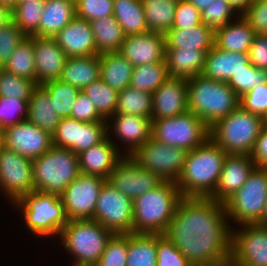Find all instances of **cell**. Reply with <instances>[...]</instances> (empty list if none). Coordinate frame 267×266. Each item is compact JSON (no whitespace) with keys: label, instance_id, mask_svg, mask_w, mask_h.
<instances>
[{"label":"cell","instance_id":"21","mask_svg":"<svg viewBox=\"0 0 267 266\" xmlns=\"http://www.w3.org/2000/svg\"><path fill=\"white\" fill-rule=\"evenodd\" d=\"M110 137L107 135L100 143L78 154L81 174L99 176L108 180L110 173L124 157L119 150V145H115L116 143Z\"/></svg>","mask_w":267,"mask_h":266},{"label":"cell","instance_id":"41","mask_svg":"<svg viewBox=\"0 0 267 266\" xmlns=\"http://www.w3.org/2000/svg\"><path fill=\"white\" fill-rule=\"evenodd\" d=\"M82 92L92 101L98 113L108 121L116 112L118 91L100 78L86 86Z\"/></svg>","mask_w":267,"mask_h":266},{"label":"cell","instance_id":"34","mask_svg":"<svg viewBox=\"0 0 267 266\" xmlns=\"http://www.w3.org/2000/svg\"><path fill=\"white\" fill-rule=\"evenodd\" d=\"M97 54L118 52L124 42V32L113 15L89 21Z\"/></svg>","mask_w":267,"mask_h":266},{"label":"cell","instance_id":"64","mask_svg":"<svg viewBox=\"0 0 267 266\" xmlns=\"http://www.w3.org/2000/svg\"><path fill=\"white\" fill-rule=\"evenodd\" d=\"M5 128L0 126V150L4 147Z\"/></svg>","mask_w":267,"mask_h":266},{"label":"cell","instance_id":"58","mask_svg":"<svg viewBox=\"0 0 267 266\" xmlns=\"http://www.w3.org/2000/svg\"><path fill=\"white\" fill-rule=\"evenodd\" d=\"M251 159L256 167L267 168V126L264 125L260 135L258 136L252 153Z\"/></svg>","mask_w":267,"mask_h":266},{"label":"cell","instance_id":"53","mask_svg":"<svg viewBox=\"0 0 267 266\" xmlns=\"http://www.w3.org/2000/svg\"><path fill=\"white\" fill-rule=\"evenodd\" d=\"M240 105L248 112L264 118L267 114V83L257 85L240 97Z\"/></svg>","mask_w":267,"mask_h":266},{"label":"cell","instance_id":"65","mask_svg":"<svg viewBox=\"0 0 267 266\" xmlns=\"http://www.w3.org/2000/svg\"><path fill=\"white\" fill-rule=\"evenodd\" d=\"M205 266H235L231 259H228L224 262L213 264V265H205Z\"/></svg>","mask_w":267,"mask_h":266},{"label":"cell","instance_id":"16","mask_svg":"<svg viewBox=\"0 0 267 266\" xmlns=\"http://www.w3.org/2000/svg\"><path fill=\"white\" fill-rule=\"evenodd\" d=\"M107 181L132 200L163 182L154 173L142 168L130 156H124L117 163Z\"/></svg>","mask_w":267,"mask_h":266},{"label":"cell","instance_id":"7","mask_svg":"<svg viewBox=\"0 0 267 266\" xmlns=\"http://www.w3.org/2000/svg\"><path fill=\"white\" fill-rule=\"evenodd\" d=\"M113 233L93 219L69 220L59 237L74 256L72 266H95Z\"/></svg>","mask_w":267,"mask_h":266},{"label":"cell","instance_id":"8","mask_svg":"<svg viewBox=\"0 0 267 266\" xmlns=\"http://www.w3.org/2000/svg\"><path fill=\"white\" fill-rule=\"evenodd\" d=\"M13 204L23 211L27 229L34 235L59 238L63 227L69 222L62 199L57 194L32 191Z\"/></svg>","mask_w":267,"mask_h":266},{"label":"cell","instance_id":"17","mask_svg":"<svg viewBox=\"0 0 267 266\" xmlns=\"http://www.w3.org/2000/svg\"><path fill=\"white\" fill-rule=\"evenodd\" d=\"M52 146V135L28 120L5 128L4 147L30 160L40 157Z\"/></svg>","mask_w":267,"mask_h":266},{"label":"cell","instance_id":"55","mask_svg":"<svg viewBox=\"0 0 267 266\" xmlns=\"http://www.w3.org/2000/svg\"><path fill=\"white\" fill-rule=\"evenodd\" d=\"M241 16L256 34L267 35V0H255Z\"/></svg>","mask_w":267,"mask_h":266},{"label":"cell","instance_id":"40","mask_svg":"<svg viewBox=\"0 0 267 266\" xmlns=\"http://www.w3.org/2000/svg\"><path fill=\"white\" fill-rule=\"evenodd\" d=\"M44 9V0L19 2L12 10V21L27 37L34 36L39 29Z\"/></svg>","mask_w":267,"mask_h":266},{"label":"cell","instance_id":"26","mask_svg":"<svg viewBox=\"0 0 267 266\" xmlns=\"http://www.w3.org/2000/svg\"><path fill=\"white\" fill-rule=\"evenodd\" d=\"M236 17L215 30L214 45L228 52L248 54L257 34L241 15Z\"/></svg>","mask_w":267,"mask_h":266},{"label":"cell","instance_id":"18","mask_svg":"<svg viewBox=\"0 0 267 266\" xmlns=\"http://www.w3.org/2000/svg\"><path fill=\"white\" fill-rule=\"evenodd\" d=\"M118 52L134 67L154 62H166L165 34L148 31L126 36Z\"/></svg>","mask_w":267,"mask_h":266},{"label":"cell","instance_id":"11","mask_svg":"<svg viewBox=\"0 0 267 266\" xmlns=\"http://www.w3.org/2000/svg\"><path fill=\"white\" fill-rule=\"evenodd\" d=\"M187 151L149 139L131 158L142 168L154 173L162 181L178 180L185 162Z\"/></svg>","mask_w":267,"mask_h":266},{"label":"cell","instance_id":"27","mask_svg":"<svg viewBox=\"0 0 267 266\" xmlns=\"http://www.w3.org/2000/svg\"><path fill=\"white\" fill-rule=\"evenodd\" d=\"M76 17L75 0H44L36 37L53 38Z\"/></svg>","mask_w":267,"mask_h":266},{"label":"cell","instance_id":"39","mask_svg":"<svg viewBox=\"0 0 267 266\" xmlns=\"http://www.w3.org/2000/svg\"><path fill=\"white\" fill-rule=\"evenodd\" d=\"M170 76L166 62H154L134 67L130 87L153 94Z\"/></svg>","mask_w":267,"mask_h":266},{"label":"cell","instance_id":"61","mask_svg":"<svg viewBox=\"0 0 267 266\" xmlns=\"http://www.w3.org/2000/svg\"><path fill=\"white\" fill-rule=\"evenodd\" d=\"M191 2L200 12L208 7V5L215 0H188Z\"/></svg>","mask_w":267,"mask_h":266},{"label":"cell","instance_id":"42","mask_svg":"<svg viewBox=\"0 0 267 266\" xmlns=\"http://www.w3.org/2000/svg\"><path fill=\"white\" fill-rule=\"evenodd\" d=\"M41 86L48 92L52 105L61 119L70 118L75 100L82 90L59 79L44 83Z\"/></svg>","mask_w":267,"mask_h":266},{"label":"cell","instance_id":"19","mask_svg":"<svg viewBox=\"0 0 267 266\" xmlns=\"http://www.w3.org/2000/svg\"><path fill=\"white\" fill-rule=\"evenodd\" d=\"M187 111V78L169 77L152 94V120L170 118Z\"/></svg>","mask_w":267,"mask_h":266},{"label":"cell","instance_id":"23","mask_svg":"<svg viewBox=\"0 0 267 266\" xmlns=\"http://www.w3.org/2000/svg\"><path fill=\"white\" fill-rule=\"evenodd\" d=\"M255 167L250 155L227 154L218 185L209 198L224 203L243 186Z\"/></svg>","mask_w":267,"mask_h":266},{"label":"cell","instance_id":"54","mask_svg":"<svg viewBox=\"0 0 267 266\" xmlns=\"http://www.w3.org/2000/svg\"><path fill=\"white\" fill-rule=\"evenodd\" d=\"M76 125H78V120L62 118L52 135V144L56 147L70 149L75 153Z\"/></svg>","mask_w":267,"mask_h":266},{"label":"cell","instance_id":"31","mask_svg":"<svg viewBox=\"0 0 267 266\" xmlns=\"http://www.w3.org/2000/svg\"><path fill=\"white\" fill-rule=\"evenodd\" d=\"M48 92L37 85L28 100V117L30 123L53 135L61 117L56 113Z\"/></svg>","mask_w":267,"mask_h":266},{"label":"cell","instance_id":"14","mask_svg":"<svg viewBox=\"0 0 267 266\" xmlns=\"http://www.w3.org/2000/svg\"><path fill=\"white\" fill-rule=\"evenodd\" d=\"M0 190L12 204L34 191L32 160L3 147L0 150Z\"/></svg>","mask_w":267,"mask_h":266},{"label":"cell","instance_id":"2","mask_svg":"<svg viewBox=\"0 0 267 266\" xmlns=\"http://www.w3.org/2000/svg\"><path fill=\"white\" fill-rule=\"evenodd\" d=\"M227 153L210 137L187 151L176 185L182 197L209 198L215 191Z\"/></svg>","mask_w":267,"mask_h":266},{"label":"cell","instance_id":"5","mask_svg":"<svg viewBox=\"0 0 267 266\" xmlns=\"http://www.w3.org/2000/svg\"><path fill=\"white\" fill-rule=\"evenodd\" d=\"M264 125L263 117L239 105L210 127V138L227 154L250 155Z\"/></svg>","mask_w":267,"mask_h":266},{"label":"cell","instance_id":"46","mask_svg":"<svg viewBox=\"0 0 267 266\" xmlns=\"http://www.w3.org/2000/svg\"><path fill=\"white\" fill-rule=\"evenodd\" d=\"M227 0L212 1L208 7L204 8L201 13V22L214 31L234 18L232 15H239Z\"/></svg>","mask_w":267,"mask_h":266},{"label":"cell","instance_id":"22","mask_svg":"<svg viewBox=\"0 0 267 266\" xmlns=\"http://www.w3.org/2000/svg\"><path fill=\"white\" fill-rule=\"evenodd\" d=\"M36 68V84L60 78L67 56L53 38L32 36Z\"/></svg>","mask_w":267,"mask_h":266},{"label":"cell","instance_id":"62","mask_svg":"<svg viewBox=\"0 0 267 266\" xmlns=\"http://www.w3.org/2000/svg\"><path fill=\"white\" fill-rule=\"evenodd\" d=\"M18 4V0H0V5L8 7L11 11Z\"/></svg>","mask_w":267,"mask_h":266},{"label":"cell","instance_id":"51","mask_svg":"<svg viewBox=\"0 0 267 266\" xmlns=\"http://www.w3.org/2000/svg\"><path fill=\"white\" fill-rule=\"evenodd\" d=\"M26 37L13 21L0 28V68Z\"/></svg>","mask_w":267,"mask_h":266},{"label":"cell","instance_id":"45","mask_svg":"<svg viewBox=\"0 0 267 266\" xmlns=\"http://www.w3.org/2000/svg\"><path fill=\"white\" fill-rule=\"evenodd\" d=\"M36 86L34 81L8 73L0 68V96L29 100Z\"/></svg>","mask_w":267,"mask_h":266},{"label":"cell","instance_id":"6","mask_svg":"<svg viewBox=\"0 0 267 266\" xmlns=\"http://www.w3.org/2000/svg\"><path fill=\"white\" fill-rule=\"evenodd\" d=\"M34 190L61 195L81 173L78 155L70 149L52 146L32 160Z\"/></svg>","mask_w":267,"mask_h":266},{"label":"cell","instance_id":"25","mask_svg":"<svg viewBox=\"0 0 267 266\" xmlns=\"http://www.w3.org/2000/svg\"><path fill=\"white\" fill-rule=\"evenodd\" d=\"M248 63V54L228 52L214 45L206 55L201 75L207 79L228 82L234 74L245 68Z\"/></svg>","mask_w":267,"mask_h":266},{"label":"cell","instance_id":"1","mask_svg":"<svg viewBox=\"0 0 267 266\" xmlns=\"http://www.w3.org/2000/svg\"><path fill=\"white\" fill-rule=\"evenodd\" d=\"M231 228L224 203L183 197L164 235L193 266H205L230 259Z\"/></svg>","mask_w":267,"mask_h":266},{"label":"cell","instance_id":"9","mask_svg":"<svg viewBox=\"0 0 267 266\" xmlns=\"http://www.w3.org/2000/svg\"><path fill=\"white\" fill-rule=\"evenodd\" d=\"M267 203V168L255 167L247 181L224 202L228 219L239 225L258 224Z\"/></svg>","mask_w":267,"mask_h":266},{"label":"cell","instance_id":"49","mask_svg":"<svg viewBox=\"0 0 267 266\" xmlns=\"http://www.w3.org/2000/svg\"><path fill=\"white\" fill-rule=\"evenodd\" d=\"M156 266H193L164 234H156Z\"/></svg>","mask_w":267,"mask_h":266},{"label":"cell","instance_id":"56","mask_svg":"<svg viewBox=\"0 0 267 266\" xmlns=\"http://www.w3.org/2000/svg\"><path fill=\"white\" fill-rule=\"evenodd\" d=\"M70 118L83 122H110L98 113L92 101L82 91L75 100Z\"/></svg>","mask_w":267,"mask_h":266},{"label":"cell","instance_id":"47","mask_svg":"<svg viewBox=\"0 0 267 266\" xmlns=\"http://www.w3.org/2000/svg\"><path fill=\"white\" fill-rule=\"evenodd\" d=\"M127 234H113L95 266H126Z\"/></svg>","mask_w":267,"mask_h":266},{"label":"cell","instance_id":"63","mask_svg":"<svg viewBox=\"0 0 267 266\" xmlns=\"http://www.w3.org/2000/svg\"><path fill=\"white\" fill-rule=\"evenodd\" d=\"M258 224L262 225V226H267V203L265 205V208H264V211L262 214V218Z\"/></svg>","mask_w":267,"mask_h":266},{"label":"cell","instance_id":"43","mask_svg":"<svg viewBox=\"0 0 267 266\" xmlns=\"http://www.w3.org/2000/svg\"><path fill=\"white\" fill-rule=\"evenodd\" d=\"M265 83H267V70L256 68L250 62L227 82L239 97H242L257 85Z\"/></svg>","mask_w":267,"mask_h":266},{"label":"cell","instance_id":"29","mask_svg":"<svg viewBox=\"0 0 267 266\" xmlns=\"http://www.w3.org/2000/svg\"><path fill=\"white\" fill-rule=\"evenodd\" d=\"M206 55L205 51L197 49H166L168 75L187 79L201 75Z\"/></svg>","mask_w":267,"mask_h":266},{"label":"cell","instance_id":"52","mask_svg":"<svg viewBox=\"0 0 267 266\" xmlns=\"http://www.w3.org/2000/svg\"><path fill=\"white\" fill-rule=\"evenodd\" d=\"M201 23L200 11L188 0H178L172 29H191Z\"/></svg>","mask_w":267,"mask_h":266},{"label":"cell","instance_id":"36","mask_svg":"<svg viewBox=\"0 0 267 266\" xmlns=\"http://www.w3.org/2000/svg\"><path fill=\"white\" fill-rule=\"evenodd\" d=\"M156 234H127L126 266H156Z\"/></svg>","mask_w":267,"mask_h":266},{"label":"cell","instance_id":"4","mask_svg":"<svg viewBox=\"0 0 267 266\" xmlns=\"http://www.w3.org/2000/svg\"><path fill=\"white\" fill-rule=\"evenodd\" d=\"M189 111L195 113L210 128L240 105V97L227 82L197 75L187 79Z\"/></svg>","mask_w":267,"mask_h":266},{"label":"cell","instance_id":"57","mask_svg":"<svg viewBox=\"0 0 267 266\" xmlns=\"http://www.w3.org/2000/svg\"><path fill=\"white\" fill-rule=\"evenodd\" d=\"M249 62L256 68L267 70V35L257 34L249 49Z\"/></svg>","mask_w":267,"mask_h":266},{"label":"cell","instance_id":"60","mask_svg":"<svg viewBox=\"0 0 267 266\" xmlns=\"http://www.w3.org/2000/svg\"><path fill=\"white\" fill-rule=\"evenodd\" d=\"M12 21V11L0 5V28Z\"/></svg>","mask_w":267,"mask_h":266},{"label":"cell","instance_id":"28","mask_svg":"<svg viewBox=\"0 0 267 266\" xmlns=\"http://www.w3.org/2000/svg\"><path fill=\"white\" fill-rule=\"evenodd\" d=\"M100 78V55L67 58L59 80L83 90Z\"/></svg>","mask_w":267,"mask_h":266},{"label":"cell","instance_id":"35","mask_svg":"<svg viewBox=\"0 0 267 266\" xmlns=\"http://www.w3.org/2000/svg\"><path fill=\"white\" fill-rule=\"evenodd\" d=\"M149 31L166 34L172 29L178 0H142Z\"/></svg>","mask_w":267,"mask_h":266},{"label":"cell","instance_id":"30","mask_svg":"<svg viewBox=\"0 0 267 266\" xmlns=\"http://www.w3.org/2000/svg\"><path fill=\"white\" fill-rule=\"evenodd\" d=\"M165 39L166 49H197L208 53L214 46L215 31L201 23L191 29H170Z\"/></svg>","mask_w":267,"mask_h":266},{"label":"cell","instance_id":"20","mask_svg":"<svg viewBox=\"0 0 267 266\" xmlns=\"http://www.w3.org/2000/svg\"><path fill=\"white\" fill-rule=\"evenodd\" d=\"M110 118L112 123H107V135L110 136V133L114 132L111 134H115L118 140L120 139L122 143L128 145L125 147L127 149L123 156L131 157L152 138V119L150 118L129 114H114Z\"/></svg>","mask_w":267,"mask_h":266},{"label":"cell","instance_id":"10","mask_svg":"<svg viewBox=\"0 0 267 266\" xmlns=\"http://www.w3.org/2000/svg\"><path fill=\"white\" fill-rule=\"evenodd\" d=\"M209 137L210 128L191 111L170 118L152 120V138L162 144L191 151Z\"/></svg>","mask_w":267,"mask_h":266},{"label":"cell","instance_id":"3","mask_svg":"<svg viewBox=\"0 0 267 266\" xmlns=\"http://www.w3.org/2000/svg\"><path fill=\"white\" fill-rule=\"evenodd\" d=\"M182 198L176 183L170 181L134 198L133 233L164 234Z\"/></svg>","mask_w":267,"mask_h":266},{"label":"cell","instance_id":"24","mask_svg":"<svg viewBox=\"0 0 267 266\" xmlns=\"http://www.w3.org/2000/svg\"><path fill=\"white\" fill-rule=\"evenodd\" d=\"M53 39L68 58L97 55L93 32L87 20L75 17Z\"/></svg>","mask_w":267,"mask_h":266},{"label":"cell","instance_id":"59","mask_svg":"<svg viewBox=\"0 0 267 266\" xmlns=\"http://www.w3.org/2000/svg\"><path fill=\"white\" fill-rule=\"evenodd\" d=\"M239 15H242L255 0H227Z\"/></svg>","mask_w":267,"mask_h":266},{"label":"cell","instance_id":"38","mask_svg":"<svg viewBox=\"0 0 267 266\" xmlns=\"http://www.w3.org/2000/svg\"><path fill=\"white\" fill-rule=\"evenodd\" d=\"M115 114H129L152 119V94L130 86L118 93Z\"/></svg>","mask_w":267,"mask_h":266},{"label":"cell","instance_id":"48","mask_svg":"<svg viewBox=\"0 0 267 266\" xmlns=\"http://www.w3.org/2000/svg\"><path fill=\"white\" fill-rule=\"evenodd\" d=\"M28 100L0 96V126L6 128L26 121Z\"/></svg>","mask_w":267,"mask_h":266},{"label":"cell","instance_id":"12","mask_svg":"<svg viewBox=\"0 0 267 266\" xmlns=\"http://www.w3.org/2000/svg\"><path fill=\"white\" fill-rule=\"evenodd\" d=\"M93 220L113 234L133 233V200L106 181L99 193Z\"/></svg>","mask_w":267,"mask_h":266},{"label":"cell","instance_id":"33","mask_svg":"<svg viewBox=\"0 0 267 266\" xmlns=\"http://www.w3.org/2000/svg\"><path fill=\"white\" fill-rule=\"evenodd\" d=\"M116 21L125 36L148 32L142 0H113Z\"/></svg>","mask_w":267,"mask_h":266},{"label":"cell","instance_id":"37","mask_svg":"<svg viewBox=\"0 0 267 266\" xmlns=\"http://www.w3.org/2000/svg\"><path fill=\"white\" fill-rule=\"evenodd\" d=\"M32 36L26 37L13 51L2 69L36 83V68Z\"/></svg>","mask_w":267,"mask_h":266},{"label":"cell","instance_id":"32","mask_svg":"<svg viewBox=\"0 0 267 266\" xmlns=\"http://www.w3.org/2000/svg\"><path fill=\"white\" fill-rule=\"evenodd\" d=\"M133 69L119 52L100 54V79L118 92L130 86Z\"/></svg>","mask_w":267,"mask_h":266},{"label":"cell","instance_id":"15","mask_svg":"<svg viewBox=\"0 0 267 266\" xmlns=\"http://www.w3.org/2000/svg\"><path fill=\"white\" fill-rule=\"evenodd\" d=\"M235 266H267V227L259 224L231 228V257Z\"/></svg>","mask_w":267,"mask_h":266},{"label":"cell","instance_id":"67","mask_svg":"<svg viewBox=\"0 0 267 266\" xmlns=\"http://www.w3.org/2000/svg\"><path fill=\"white\" fill-rule=\"evenodd\" d=\"M24 1H29V0H18V3H19V2H24Z\"/></svg>","mask_w":267,"mask_h":266},{"label":"cell","instance_id":"50","mask_svg":"<svg viewBox=\"0 0 267 266\" xmlns=\"http://www.w3.org/2000/svg\"><path fill=\"white\" fill-rule=\"evenodd\" d=\"M76 17L93 21L113 15V0H75Z\"/></svg>","mask_w":267,"mask_h":266},{"label":"cell","instance_id":"13","mask_svg":"<svg viewBox=\"0 0 267 266\" xmlns=\"http://www.w3.org/2000/svg\"><path fill=\"white\" fill-rule=\"evenodd\" d=\"M107 180L80 174L60 195L69 220L93 219L95 206L103 184Z\"/></svg>","mask_w":267,"mask_h":266},{"label":"cell","instance_id":"44","mask_svg":"<svg viewBox=\"0 0 267 266\" xmlns=\"http://www.w3.org/2000/svg\"><path fill=\"white\" fill-rule=\"evenodd\" d=\"M108 122H83L78 120L75 134V154H80L100 143L107 136Z\"/></svg>","mask_w":267,"mask_h":266},{"label":"cell","instance_id":"66","mask_svg":"<svg viewBox=\"0 0 267 266\" xmlns=\"http://www.w3.org/2000/svg\"><path fill=\"white\" fill-rule=\"evenodd\" d=\"M264 123H265V125L267 126V114H266V116L264 117Z\"/></svg>","mask_w":267,"mask_h":266}]
</instances>
